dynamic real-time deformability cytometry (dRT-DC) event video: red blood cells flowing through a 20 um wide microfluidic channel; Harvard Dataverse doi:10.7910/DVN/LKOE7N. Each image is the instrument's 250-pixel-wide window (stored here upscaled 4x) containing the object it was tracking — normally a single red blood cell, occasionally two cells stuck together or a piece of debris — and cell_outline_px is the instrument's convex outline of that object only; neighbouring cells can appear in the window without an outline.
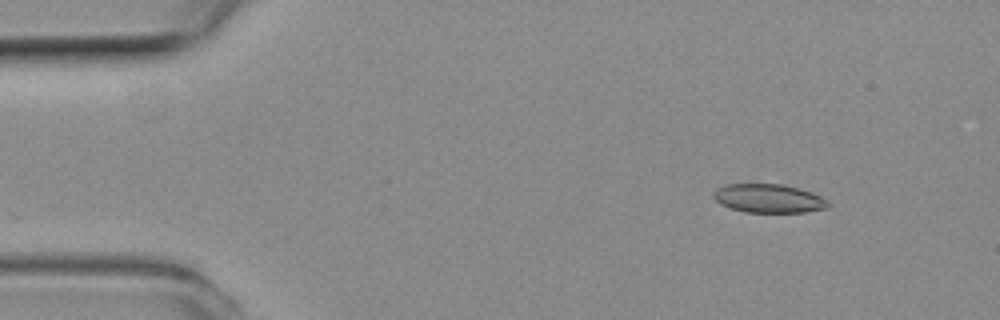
{"species": "common noctule bat (a hibernating species)", "species_latin": "Nyctalus noctula", "temperature_condition": "room temperature", "stored_images_in_passage": 52, "camera_frame_rate_fps": 3000, "um_per_image_px": 0.085, "animal": {"sex": "female", "body_mass_g": 19.3, "forearm_length_mm": 54.1}, "frame": {"image": 1, "passage_image": 6, "time_ms": 1.667, "image_size_px": [1000, 320], "cell_outline_px": [[832, 204], [828, 208], [804, 212], [744, 212], [720, 204], [712, 196], [712, 192], [724, 184], [784, 184], [800, 188], [812, 192], [828, 200]], "centroid_in_image_um": [65.36, 16.86], "position_along_channel_um": 19.6, "area_um2": 19.36}}
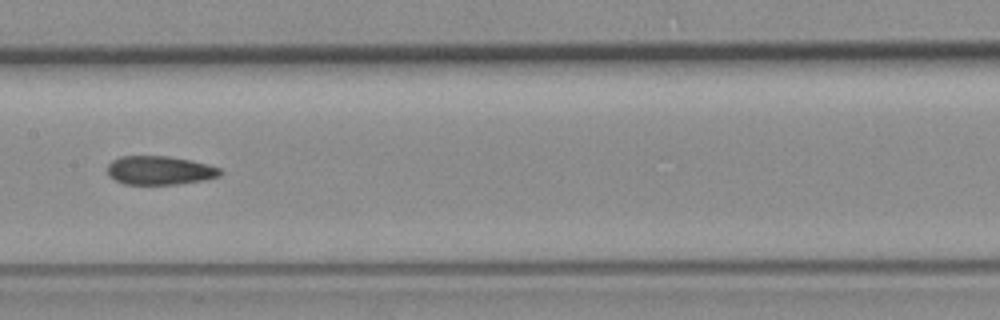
{"frame": {"image": 2, "passage_image": 26, "time_ms": 8.333, "image_size_px": [1000, 320], "cell_outline_px": [[224, 172], [220, 176], [204, 180], [176, 184], [124, 184], [108, 176], [108, 164], [112, 160], [120, 156], [168, 156], [192, 160], [220, 168]], "centroid_in_image_um": [13.58, 14.48], "position_along_channel_um": 193.8, "area_um2": 18.96}}
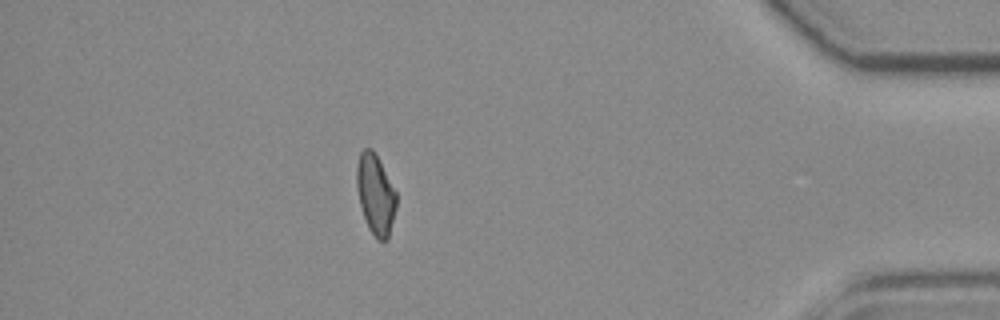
{"frame": {"image": 3, "passage_image": 46, "time_ms": 15.0, "image_size_px": [1000, 320], "cell_outline_px": [[396, 208], [388, 240], [376, 240], [368, 228], [360, 204], [356, 184], [356, 168], [360, 152], [364, 148], [372, 148], [396, 192]], "centroid_in_image_um": [31.91, 16.55], "position_along_channel_um": 403.3, "area_um2": 18.38}, "authors_computed_cell_mechanics": {"area_um2": 19.4208, "velocity_mm_per_s": 3.8908, "shape_relaxation_time_tau1_ms": null, "shape_relaxation_time_tau2_ms": 3.4022, "deformation_change_tau1": null, "deformation_change_tau2": 0.1116}}